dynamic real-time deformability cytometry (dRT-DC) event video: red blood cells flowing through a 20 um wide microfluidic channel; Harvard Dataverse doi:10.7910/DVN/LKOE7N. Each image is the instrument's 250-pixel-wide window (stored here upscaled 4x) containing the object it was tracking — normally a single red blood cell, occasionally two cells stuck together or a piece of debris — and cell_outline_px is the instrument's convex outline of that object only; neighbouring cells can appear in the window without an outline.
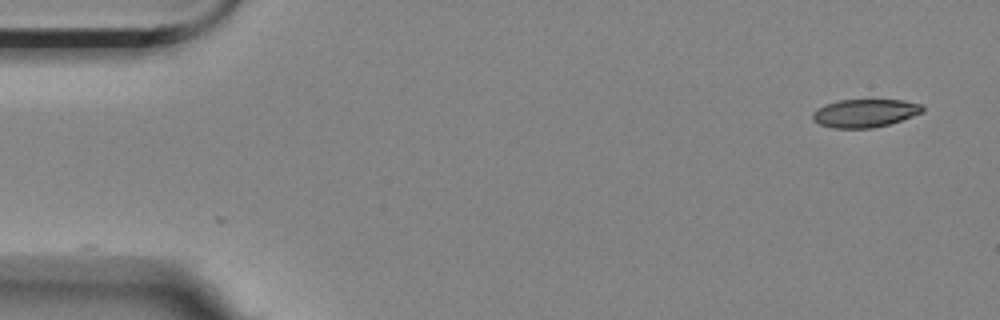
{"species": "Egyptian fruit bat (a non-hibernating species)", "species_latin": "Rousettus aegyptiacus", "temperature_condition": "room temperature", "stored_images_in_passage": 2, "camera_frame_rate_fps": 3000, "um_per_image_px": 0.085, "animal": {"sex": "female"}, "frame": {"image": 1, "passage_image": 2, "time_ms": 0.333, "image_size_px": [1000, 320], "cell_outline_px": [[924, 112], [888, 124], [872, 128], [832, 128], [820, 124], [812, 120], [812, 112], [816, 108], [824, 104], [840, 100], [904, 100], [920, 104], [924, 108]], "centroid_in_image_um": [73.48, 9.61], "position_along_channel_um": 11.5, "area_um2": 18.03}}